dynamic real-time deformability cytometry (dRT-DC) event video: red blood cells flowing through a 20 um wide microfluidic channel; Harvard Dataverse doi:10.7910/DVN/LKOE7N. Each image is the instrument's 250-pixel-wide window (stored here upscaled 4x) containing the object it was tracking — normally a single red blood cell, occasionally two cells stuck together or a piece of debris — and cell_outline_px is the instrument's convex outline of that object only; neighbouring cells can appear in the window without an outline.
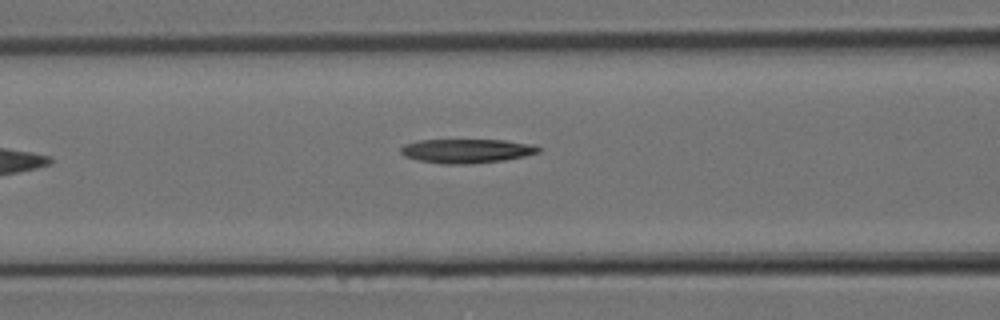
{"species": "Egyptian fruit bat (a non-hibernating species)", "species_latin": "Rousettus aegyptiacus", "temperature_condition": "room temperature", "stored_images_in_passage": 10, "camera_frame_rate_fps": 3000, "um_per_image_px": 0.085, "animal": {"sex": "female"}, "frame": {"image": 1, "passage_image": 10, "time_ms": 3.0, "image_size_px": [1000, 320], "cell_outline_px": [[540, 152], [524, 156], [504, 160], [468, 164], [444, 164], [420, 160], [404, 156], [400, 152], [400, 148], [404, 144], [420, 140], [504, 140], [536, 144], [540, 148]], "centroid_in_image_um": [39.69, 12.82], "position_along_channel_um": 126.9, "area_um2": 19.36}}